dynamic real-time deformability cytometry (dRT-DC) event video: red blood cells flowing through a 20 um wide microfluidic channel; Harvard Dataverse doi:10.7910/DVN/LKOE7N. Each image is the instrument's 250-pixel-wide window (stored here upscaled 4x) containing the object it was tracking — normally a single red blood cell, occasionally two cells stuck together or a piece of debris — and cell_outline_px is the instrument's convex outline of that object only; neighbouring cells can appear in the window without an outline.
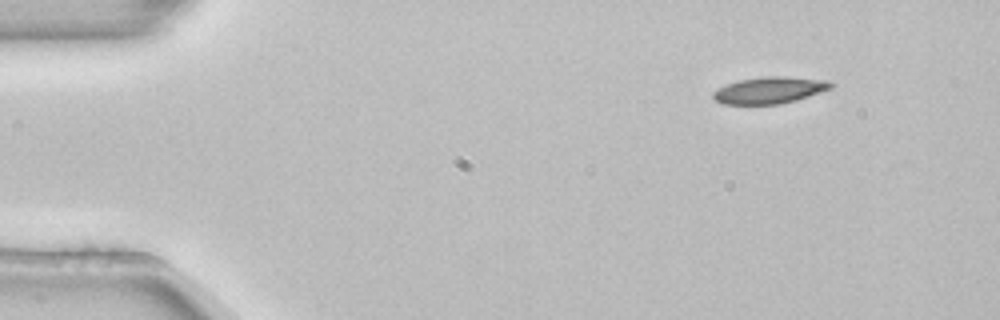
{"species": "common noctule bat (a hibernating species)", "species_latin": "Nyctalus noctula", "temperature_condition": "room temperature", "stored_images_in_passage": 3, "camera_frame_rate_fps": 3000, "um_per_image_px": 0.085, "animal": {"sex": "female", "body_mass_g": 22.7, "forearm_length_mm": 54.2}, "frame": {"image": 1, "passage_image": 1, "time_ms": 0.0, "image_size_px": [1000, 320], "cell_outline_px": [[836, 84], [832, 88], [796, 100], [780, 104], [724, 104], [716, 100], [712, 96], [712, 92], [728, 84], [740, 80], [764, 76], [784, 76], [828, 80]], "centroid_in_image_um": [65.46, 7.66], "position_along_channel_um": 19.5, "area_um2": 18.21}}
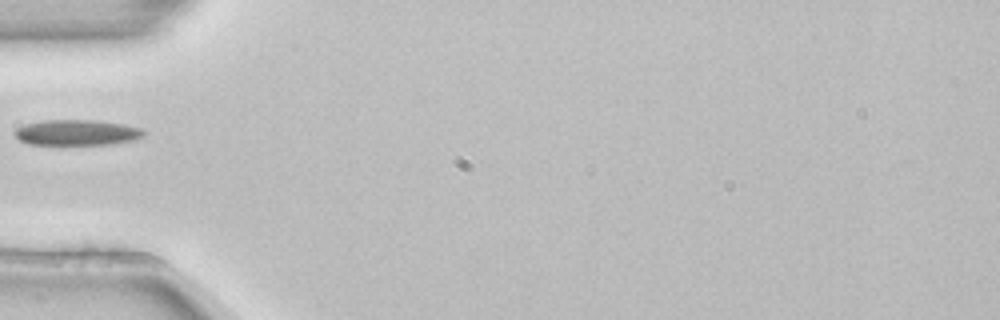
{"frame": {"image": 2, "passage_image": 3, "time_ms": 0.667, "image_size_px": [1000, 320], "cell_outline_px": [[148, 132], [144, 136], [136, 140], [112, 144], [28, 144], [20, 140], [12, 132], [16, 128], [24, 124], [44, 120], [96, 120], [124, 124], [140, 128]], "centroid_in_image_um": [6.56, 11.26], "position_along_channel_um": 78.4, "area_um2": 19.42}}